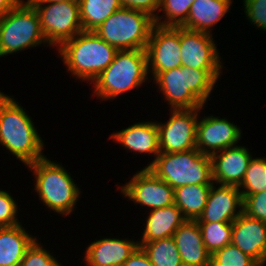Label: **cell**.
Segmentation results:
<instances>
[{
	"label": "cell",
	"mask_w": 266,
	"mask_h": 266,
	"mask_svg": "<svg viewBox=\"0 0 266 266\" xmlns=\"http://www.w3.org/2000/svg\"><path fill=\"white\" fill-rule=\"evenodd\" d=\"M222 70H201L180 66L157 73L151 80L170 109L203 108L212 97ZM210 97V98H209Z\"/></svg>",
	"instance_id": "6da1fadb"
},
{
	"label": "cell",
	"mask_w": 266,
	"mask_h": 266,
	"mask_svg": "<svg viewBox=\"0 0 266 266\" xmlns=\"http://www.w3.org/2000/svg\"><path fill=\"white\" fill-rule=\"evenodd\" d=\"M31 116L13 96L0 91V145L25 166L46 157L43 142Z\"/></svg>",
	"instance_id": "7a4b0ae2"
},
{
	"label": "cell",
	"mask_w": 266,
	"mask_h": 266,
	"mask_svg": "<svg viewBox=\"0 0 266 266\" xmlns=\"http://www.w3.org/2000/svg\"><path fill=\"white\" fill-rule=\"evenodd\" d=\"M58 57L65 70L75 80L88 81L94 79L114 60L118 49L108 44L94 31H82L72 39L65 41L58 49Z\"/></svg>",
	"instance_id": "3957f363"
},
{
	"label": "cell",
	"mask_w": 266,
	"mask_h": 266,
	"mask_svg": "<svg viewBox=\"0 0 266 266\" xmlns=\"http://www.w3.org/2000/svg\"><path fill=\"white\" fill-rule=\"evenodd\" d=\"M26 167L34 175V190L41 200L40 203L48 211L64 217L76 210L82 192L62 163L51 161L46 156Z\"/></svg>",
	"instance_id": "277c9868"
},
{
	"label": "cell",
	"mask_w": 266,
	"mask_h": 266,
	"mask_svg": "<svg viewBox=\"0 0 266 266\" xmlns=\"http://www.w3.org/2000/svg\"><path fill=\"white\" fill-rule=\"evenodd\" d=\"M149 79L145 49L118 50L113 62L91 83L93 95L100 102L114 100L137 90Z\"/></svg>",
	"instance_id": "5b68a950"
},
{
	"label": "cell",
	"mask_w": 266,
	"mask_h": 266,
	"mask_svg": "<svg viewBox=\"0 0 266 266\" xmlns=\"http://www.w3.org/2000/svg\"><path fill=\"white\" fill-rule=\"evenodd\" d=\"M39 45L51 47L43 35L36 9L28 0H21L0 17V58Z\"/></svg>",
	"instance_id": "8992f818"
},
{
	"label": "cell",
	"mask_w": 266,
	"mask_h": 266,
	"mask_svg": "<svg viewBox=\"0 0 266 266\" xmlns=\"http://www.w3.org/2000/svg\"><path fill=\"white\" fill-rule=\"evenodd\" d=\"M148 169L173 189L191 184H213L209 155L197 148L175 153H160Z\"/></svg>",
	"instance_id": "52a82bcc"
},
{
	"label": "cell",
	"mask_w": 266,
	"mask_h": 266,
	"mask_svg": "<svg viewBox=\"0 0 266 266\" xmlns=\"http://www.w3.org/2000/svg\"><path fill=\"white\" fill-rule=\"evenodd\" d=\"M154 25V17L149 13L122 7L94 32L118 50H146Z\"/></svg>",
	"instance_id": "ba28073f"
},
{
	"label": "cell",
	"mask_w": 266,
	"mask_h": 266,
	"mask_svg": "<svg viewBox=\"0 0 266 266\" xmlns=\"http://www.w3.org/2000/svg\"><path fill=\"white\" fill-rule=\"evenodd\" d=\"M30 3L38 13L43 35L51 47L58 49L83 31L79 1Z\"/></svg>",
	"instance_id": "9c48e42d"
},
{
	"label": "cell",
	"mask_w": 266,
	"mask_h": 266,
	"mask_svg": "<svg viewBox=\"0 0 266 266\" xmlns=\"http://www.w3.org/2000/svg\"><path fill=\"white\" fill-rule=\"evenodd\" d=\"M204 108L170 109L167 122L156 121L160 153L196 149L197 124Z\"/></svg>",
	"instance_id": "30bf717a"
},
{
	"label": "cell",
	"mask_w": 266,
	"mask_h": 266,
	"mask_svg": "<svg viewBox=\"0 0 266 266\" xmlns=\"http://www.w3.org/2000/svg\"><path fill=\"white\" fill-rule=\"evenodd\" d=\"M121 187L123 198L140 205L147 210L163 208L174 204V189L162 179L156 177L148 168H142Z\"/></svg>",
	"instance_id": "8fae6325"
},
{
	"label": "cell",
	"mask_w": 266,
	"mask_h": 266,
	"mask_svg": "<svg viewBox=\"0 0 266 266\" xmlns=\"http://www.w3.org/2000/svg\"><path fill=\"white\" fill-rule=\"evenodd\" d=\"M180 27L154 25L147 43L150 79L157 73L181 66Z\"/></svg>",
	"instance_id": "7c38bea8"
},
{
	"label": "cell",
	"mask_w": 266,
	"mask_h": 266,
	"mask_svg": "<svg viewBox=\"0 0 266 266\" xmlns=\"http://www.w3.org/2000/svg\"><path fill=\"white\" fill-rule=\"evenodd\" d=\"M213 34L180 27L181 66L201 70H223Z\"/></svg>",
	"instance_id": "4fadbf2b"
},
{
	"label": "cell",
	"mask_w": 266,
	"mask_h": 266,
	"mask_svg": "<svg viewBox=\"0 0 266 266\" xmlns=\"http://www.w3.org/2000/svg\"><path fill=\"white\" fill-rule=\"evenodd\" d=\"M240 126L220 116L206 115L198 120L196 148L205 155H213L238 145L242 138Z\"/></svg>",
	"instance_id": "5bb4252c"
},
{
	"label": "cell",
	"mask_w": 266,
	"mask_h": 266,
	"mask_svg": "<svg viewBox=\"0 0 266 266\" xmlns=\"http://www.w3.org/2000/svg\"><path fill=\"white\" fill-rule=\"evenodd\" d=\"M218 186V187H216ZM243 212V198L238 186L213 183L198 223L233 222Z\"/></svg>",
	"instance_id": "9a60e30c"
},
{
	"label": "cell",
	"mask_w": 266,
	"mask_h": 266,
	"mask_svg": "<svg viewBox=\"0 0 266 266\" xmlns=\"http://www.w3.org/2000/svg\"><path fill=\"white\" fill-rule=\"evenodd\" d=\"M232 244L253 258L260 266L266 265V223L241 213L232 222Z\"/></svg>",
	"instance_id": "2e32d148"
},
{
	"label": "cell",
	"mask_w": 266,
	"mask_h": 266,
	"mask_svg": "<svg viewBox=\"0 0 266 266\" xmlns=\"http://www.w3.org/2000/svg\"><path fill=\"white\" fill-rule=\"evenodd\" d=\"M211 157L213 182L220 185L239 186L250 160L249 149L239 144L216 152Z\"/></svg>",
	"instance_id": "e0dca14e"
},
{
	"label": "cell",
	"mask_w": 266,
	"mask_h": 266,
	"mask_svg": "<svg viewBox=\"0 0 266 266\" xmlns=\"http://www.w3.org/2000/svg\"><path fill=\"white\" fill-rule=\"evenodd\" d=\"M109 139H113V142L120 144L126 151L133 152V155L135 153L154 156V159L143 168H148L160 154L156 121L134 122L131 126L111 133Z\"/></svg>",
	"instance_id": "ac0fdd59"
},
{
	"label": "cell",
	"mask_w": 266,
	"mask_h": 266,
	"mask_svg": "<svg viewBox=\"0 0 266 266\" xmlns=\"http://www.w3.org/2000/svg\"><path fill=\"white\" fill-rule=\"evenodd\" d=\"M139 246L136 239L104 237L91 242L86 247V266H122Z\"/></svg>",
	"instance_id": "d6986e66"
},
{
	"label": "cell",
	"mask_w": 266,
	"mask_h": 266,
	"mask_svg": "<svg viewBox=\"0 0 266 266\" xmlns=\"http://www.w3.org/2000/svg\"><path fill=\"white\" fill-rule=\"evenodd\" d=\"M183 266H211V254L203 243L196 220H186L173 234Z\"/></svg>",
	"instance_id": "ffe728a7"
},
{
	"label": "cell",
	"mask_w": 266,
	"mask_h": 266,
	"mask_svg": "<svg viewBox=\"0 0 266 266\" xmlns=\"http://www.w3.org/2000/svg\"><path fill=\"white\" fill-rule=\"evenodd\" d=\"M233 0H195L187 21L181 26L188 30L213 34V27L230 12Z\"/></svg>",
	"instance_id": "44dd1931"
},
{
	"label": "cell",
	"mask_w": 266,
	"mask_h": 266,
	"mask_svg": "<svg viewBox=\"0 0 266 266\" xmlns=\"http://www.w3.org/2000/svg\"><path fill=\"white\" fill-rule=\"evenodd\" d=\"M147 214L145 229L141 232V238L137 239L138 242H151L173 237L174 232L186 221L175 204L150 210Z\"/></svg>",
	"instance_id": "7402d4cb"
},
{
	"label": "cell",
	"mask_w": 266,
	"mask_h": 266,
	"mask_svg": "<svg viewBox=\"0 0 266 266\" xmlns=\"http://www.w3.org/2000/svg\"><path fill=\"white\" fill-rule=\"evenodd\" d=\"M22 223L0 227V266H20L26 250L37 239Z\"/></svg>",
	"instance_id": "603a6c76"
},
{
	"label": "cell",
	"mask_w": 266,
	"mask_h": 266,
	"mask_svg": "<svg viewBox=\"0 0 266 266\" xmlns=\"http://www.w3.org/2000/svg\"><path fill=\"white\" fill-rule=\"evenodd\" d=\"M212 184H191L174 189V204L186 220H197L204 210Z\"/></svg>",
	"instance_id": "cb8c5ba5"
},
{
	"label": "cell",
	"mask_w": 266,
	"mask_h": 266,
	"mask_svg": "<svg viewBox=\"0 0 266 266\" xmlns=\"http://www.w3.org/2000/svg\"><path fill=\"white\" fill-rule=\"evenodd\" d=\"M83 31L96 30L111 14L122 8L121 0H78Z\"/></svg>",
	"instance_id": "d4e9b609"
},
{
	"label": "cell",
	"mask_w": 266,
	"mask_h": 266,
	"mask_svg": "<svg viewBox=\"0 0 266 266\" xmlns=\"http://www.w3.org/2000/svg\"><path fill=\"white\" fill-rule=\"evenodd\" d=\"M154 266H183L173 237L151 242H138Z\"/></svg>",
	"instance_id": "484cf974"
},
{
	"label": "cell",
	"mask_w": 266,
	"mask_h": 266,
	"mask_svg": "<svg viewBox=\"0 0 266 266\" xmlns=\"http://www.w3.org/2000/svg\"><path fill=\"white\" fill-rule=\"evenodd\" d=\"M195 0H161L158 15L154 18L156 25L164 27H181L189 16ZM162 12V15L160 16Z\"/></svg>",
	"instance_id": "4316f807"
},
{
	"label": "cell",
	"mask_w": 266,
	"mask_h": 266,
	"mask_svg": "<svg viewBox=\"0 0 266 266\" xmlns=\"http://www.w3.org/2000/svg\"><path fill=\"white\" fill-rule=\"evenodd\" d=\"M198 224L203 243L211 255L231 243L232 222H207Z\"/></svg>",
	"instance_id": "83f0119b"
},
{
	"label": "cell",
	"mask_w": 266,
	"mask_h": 266,
	"mask_svg": "<svg viewBox=\"0 0 266 266\" xmlns=\"http://www.w3.org/2000/svg\"><path fill=\"white\" fill-rule=\"evenodd\" d=\"M242 198L266 191V157L252 158L242 183L238 186Z\"/></svg>",
	"instance_id": "f1b7e54d"
},
{
	"label": "cell",
	"mask_w": 266,
	"mask_h": 266,
	"mask_svg": "<svg viewBox=\"0 0 266 266\" xmlns=\"http://www.w3.org/2000/svg\"><path fill=\"white\" fill-rule=\"evenodd\" d=\"M211 266H260L253 258L230 243L211 255Z\"/></svg>",
	"instance_id": "f546056e"
},
{
	"label": "cell",
	"mask_w": 266,
	"mask_h": 266,
	"mask_svg": "<svg viewBox=\"0 0 266 266\" xmlns=\"http://www.w3.org/2000/svg\"><path fill=\"white\" fill-rule=\"evenodd\" d=\"M42 245L43 243L36 239L26 250L20 266H63L61 261L52 255L53 252L50 253Z\"/></svg>",
	"instance_id": "4dcf8cb0"
},
{
	"label": "cell",
	"mask_w": 266,
	"mask_h": 266,
	"mask_svg": "<svg viewBox=\"0 0 266 266\" xmlns=\"http://www.w3.org/2000/svg\"><path fill=\"white\" fill-rule=\"evenodd\" d=\"M18 203L9 191L0 190V227H10L20 224Z\"/></svg>",
	"instance_id": "1f68e13d"
},
{
	"label": "cell",
	"mask_w": 266,
	"mask_h": 266,
	"mask_svg": "<svg viewBox=\"0 0 266 266\" xmlns=\"http://www.w3.org/2000/svg\"><path fill=\"white\" fill-rule=\"evenodd\" d=\"M243 8L248 22L266 32V0H243Z\"/></svg>",
	"instance_id": "d6a6232c"
},
{
	"label": "cell",
	"mask_w": 266,
	"mask_h": 266,
	"mask_svg": "<svg viewBox=\"0 0 266 266\" xmlns=\"http://www.w3.org/2000/svg\"><path fill=\"white\" fill-rule=\"evenodd\" d=\"M243 213L266 223V191L246 196L243 199Z\"/></svg>",
	"instance_id": "836d02e7"
},
{
	"label": "cell",
	"mask_w": 266,
	"mask_h": 266,
	"mask_svg": "<svg viewBox=\"0 0 266 266\" xmlns=\"http://www.w3.org/2000/svg\"><path fill=\"white\" fill-rule=\"evenodd\" d=\"M121 3L123 7L145 11L155 18L161 0H121Z\"/></svg>",
	"instance_id": "e575fe53"
},
{
	"label": "cell",
	"mask_w": 266,
	"mask_h": 266,
	"mask_svg": "<svg viewBox=\"0 0 266 266\" xmlns=\"http://www.w3.org/2000/svg\"><path fill=\"white\" fill-rule=\"evenodd\" d=\"M122 266H154L141 246L130 255Z\"/></svg>",
	"instance_id": "d590c367"
},
{
	"label": "cell",
	"mask_w": 266,
	"mask_h": 266,
	"mask_svg": "<svg viewBox=\"0 0 266 266\" xmlns=\"http://www.w3.org/2000/svg\"><path fill=\"white\" fill-rule=\"evenodd\" d=\"M21 0H0V17L5 16L11 11Z\"/></svg>",
	"instance_id": "8d00e7d4"
},
{
	"label": "cell",
	"mask_w": 266,
	"mask_h": 266,
	"mask_svg": "<svg viewBox=\"0 0 266 266\" xmlns=\"http://www.w3.org/2000/svg\"><path fill=\"white\" fill-rule=\"evenodd\" d=\"M29 2H55V3H60V2H65V1H78V0H28Z\"/></svg>",
	"instance_id": "74e56055"
}]
</instances>
